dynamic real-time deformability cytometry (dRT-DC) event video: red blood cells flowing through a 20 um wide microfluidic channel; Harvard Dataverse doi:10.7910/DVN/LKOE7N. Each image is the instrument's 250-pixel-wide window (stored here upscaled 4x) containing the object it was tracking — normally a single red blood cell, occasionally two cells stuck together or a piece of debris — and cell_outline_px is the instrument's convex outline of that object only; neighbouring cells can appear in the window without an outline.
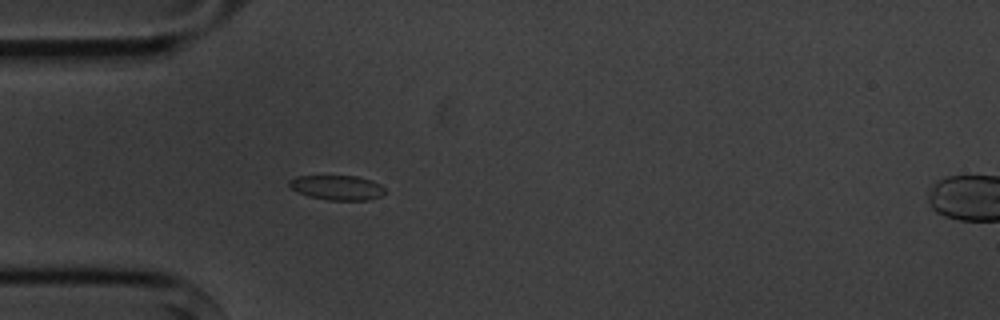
{"species": "common noctule bat (a hibernating species)", "species_latin": "Nyctalus noctula", "temperature_condition": "cold", "stored_images_in_passage": 2, "camera_frame_rate_fps": 3000, "um_per_image_px": 0.085, "animal": {"sex": "male", "body_mass_g": 20.1, "forearm_length_mm": 53.5}, "frame": {"image": 1, "passage_image": 1, "time_ms": 0.0, "image_size_px": [1000, 320], "cell_outline_px": [[388, 192], [380, 196], [368, 200], [328, 200], [308, 196], [292, 188], [288, 184], [288, 180], [296, 176], [356, 176], [372, 180], [380, 184]], "centroid_in_image_um": [28.69, 15.94], "position_along_channel_um": 56.3, "area_um2": 13.81}}